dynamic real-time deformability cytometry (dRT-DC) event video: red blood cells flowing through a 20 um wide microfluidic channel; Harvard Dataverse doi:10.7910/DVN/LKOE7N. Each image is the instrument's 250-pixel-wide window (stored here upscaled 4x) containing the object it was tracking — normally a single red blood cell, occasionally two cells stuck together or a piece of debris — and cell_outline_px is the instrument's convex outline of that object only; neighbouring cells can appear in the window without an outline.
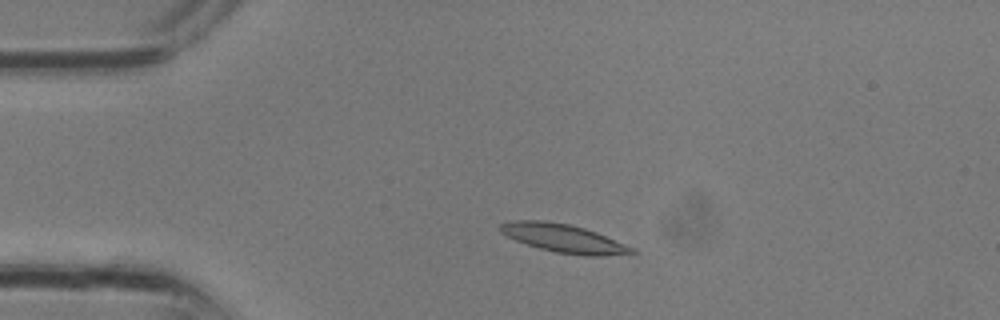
{"species": "common noctule bat (a hibernating species)", "species_latin": "Nyctalus noctula", "temperature_condition": "room temperature", "stored_images_in_passage": 12, "camera_frame_rate_fps": 3000, "um_per_image_px": 0.085, "animal": {"sex": "male", "body_mass_g": 13.3}, "frame": {"image": 1, "passage_image": 4, "time_ms": 1.0, "image_size_px": [1000, 320], "cell_outline_px": [[636, 252], [600, 256], [588, 256], [556, 252], [540, 248], [516, 240], [500, 232], [500, 224], [512, 220], [544, 220], [568, 224], [584, 228], [596, 232], [636, 248]], "centroid_in_image_um": [47.91, 20.25], "position_along_channel_um": 37.1, "area_um2": 21.44}}
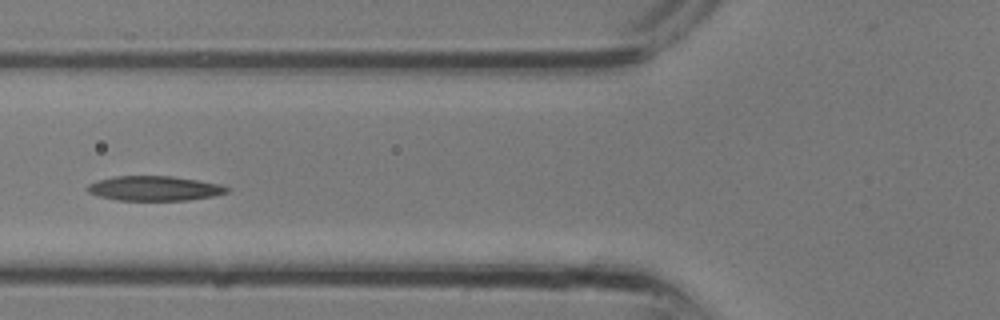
{"frame": {"image": 2, "passage_image": 9, "time_ms": 2.667, "image_size_px": [1000, 320], "cell_outline_px": [[228, 192], [212, 196], [188, 200], [116, 200], [100, 196], [88, 192], [84, 188], [88, 184], [96, 180], [116, 176], [172, 176], [220, 184], [228, 188]], "centroid_in_image_um": [13.07, 16.01], "position_along_channel_um": 112.7, "area_um2": 20.0}}
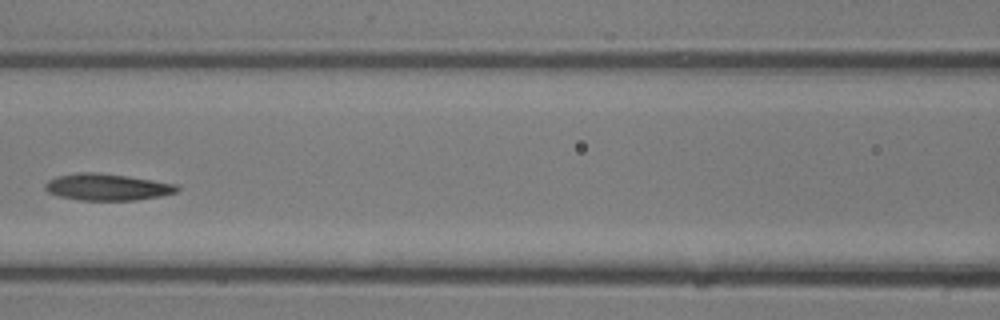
{"frame": {"image": 3, "passage_image": 11, "time_ms": 3.333, "image_size_px": [1000, 320], "cell_outline_px": [[180, 188], [176, 192], [160, 196], [136, 200], [80, 200], [60, 196], [48, 192], [44, 188], [44, 184], [48, 180], [56, 176], [80, 172], [96, 172], [152, 180], [176, 184]], "centroid_in_image_um": [9.08, 15.9], "position_along_channel_um": 157.5, "area_um2": 20.35}}